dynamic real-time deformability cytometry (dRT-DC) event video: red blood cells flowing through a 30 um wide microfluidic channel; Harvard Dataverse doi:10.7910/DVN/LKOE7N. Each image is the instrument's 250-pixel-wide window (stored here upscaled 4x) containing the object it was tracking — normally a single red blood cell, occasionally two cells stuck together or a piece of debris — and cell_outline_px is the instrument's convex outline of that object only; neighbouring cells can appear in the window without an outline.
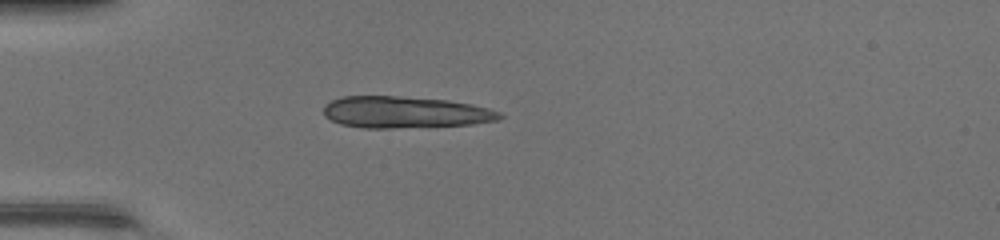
{"species": "common noctule bat (a hibernating species)", "species_latin": "Nyctalus noctula", "temperature_condition": "warm", "stored_images_in_passage": 34, "segment_of_instrument_passage": [1, 2], "camera_frame_rate_fps": 3000, "um_per_image_px": 0.085, "animal": {"sex": "female", "body_mass_g": 17.0, "forearm_length_mm": 48.0}, "frame": {"image": 1, "passage_image": 1, "time_ms": 0.0, "image_size_px": [1000, 240], "cell_outline_px": [[504, 116], [496, 120], [472, 124], [392, 128], [364, 128], [340, 124], [324, 116], [324, 104], [340, 96], [400, 96], [448, 100], [472, 104], [488, 108], [500, 112]], "centroid_in_image_um": [34.4, 9.53], "position_along_channel_um": 50.6, "area_um2": 32.48}}